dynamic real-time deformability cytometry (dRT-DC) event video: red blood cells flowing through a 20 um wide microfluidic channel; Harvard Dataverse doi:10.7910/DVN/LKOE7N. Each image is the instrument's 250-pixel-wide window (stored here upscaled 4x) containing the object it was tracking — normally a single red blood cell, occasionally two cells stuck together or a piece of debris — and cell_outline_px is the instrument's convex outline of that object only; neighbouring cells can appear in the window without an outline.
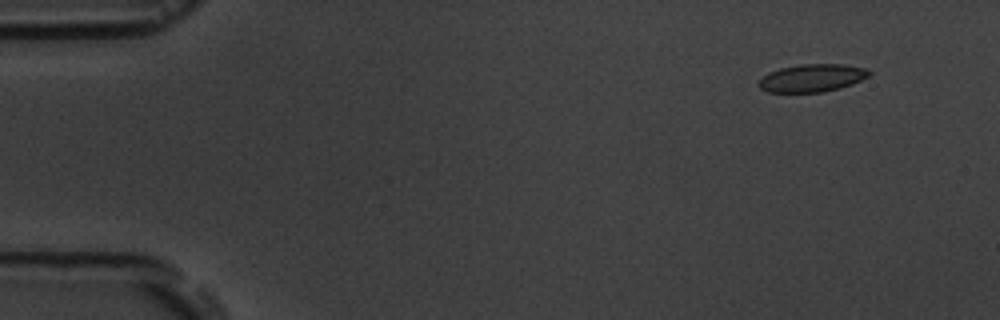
{"species": "common noctule bat (a hibernating species)", "species_latin": "Nyctalus noctula", "temperature_condition": "room temperature", "stored_images_in_passage": 5, "camera_frame_rate_fps": 3000, "um_per_image_px": 0.085, "animal": {"sex": "male", "body_mass_g": 19.5, "forearm_length_mm": 54.6}, "frame": {"image": 1, "passage_image": 2, "time_ms": 1.0, "image_size_px": [1000, 320], "cell_outline_px": [[872, 72], [868, 76], [852, 84], [840, 88], [820, 92], [768, 92], [760, 88], [756, 84], [768, 72], [780, 68], [800, 64], [844, 64], [864, 68]], "centroid_in_image_um": [69.0, 6.62], "position_along_channel_um": 16.0, "area_um2": 17.8}}
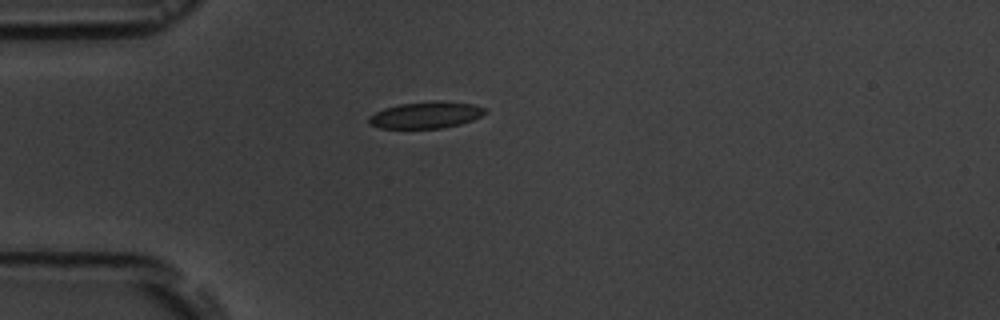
{"frame": {"image": 2, "passage_image": 4, "time_ms": 4.333, "image_size_px": [1000, 320], "cell_outline_px": [[488, 112], [472, 120], [460, 124], [444, 128], [380, 128], [372, 124], [368, 120], [368, 116], [384, 108], [400, 104], [436, 100], [440, 100], [472, 104], [484, 108]], "centroid_in_image_um": [36.22, 9.77], "position_along_channel_um": 48.8, "area_um2": 17.98}}